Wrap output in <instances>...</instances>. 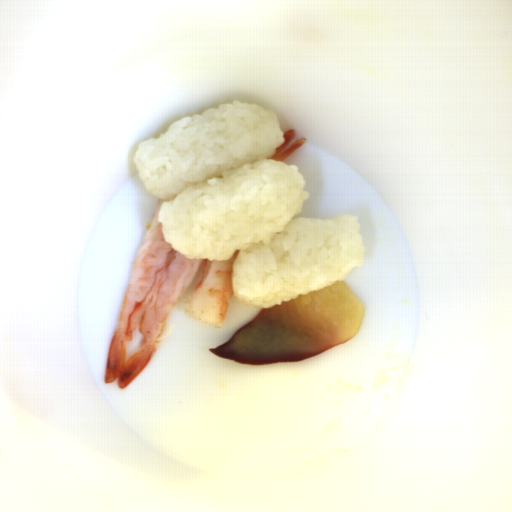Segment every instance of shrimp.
<instances>
[{
	"label": "shrimp",
	"mask_w": 512,
	"mask_h": 512,
	"mask_svg": "<svg viewBox=\"0 0 512 512\" xmlns=\"http://www.w3.org/2000/svg\"><path fill=\"white\" fill-rule=\"evenodd\" d=\"M158 200L136 255L118 323L110 342L104 383L126 389L149 365L164 340L169 316L194 280L203 259H188L169 245L159 220ZM139 329L140 346L127 357V343Z\"/></svg>",
	"instance_id": "obj_1"
},
{
	"label": "shrimp",
	"mask_w": 512,
	"mask_h": 512,
	"mask_svg": "<svg viewBox=\"0 0 512 512\" xmlns=\"http://www.w3.org/2000/svg\"><path fill=\"white\" fill-rule=\"evenodd\" d=\"M240 250L229 259L206 260L194 290L187 297L183 309L192 318L221 328L233 297V264Z\"/></svg>",
	"instance_id": "obj_2"
},
{
	"label": "shrimp",
	"mask_w": 512,
	"mask_h": 512,
	"mask_svg": "<svg viewBox=\"0 0 512 512\" xmlns=\"http://www.w3.org/2000/svg\"><path fill=\"white\" fill-rule=\"evenodd\" d=\"M296 134V129L283 132L284 143L279 148H275V153L269 159L283 162L296 149L305 145L308 139L306 137L295 138Z\"/></svg>",
	"instance_id": "obj_3"
}]
</instances>
